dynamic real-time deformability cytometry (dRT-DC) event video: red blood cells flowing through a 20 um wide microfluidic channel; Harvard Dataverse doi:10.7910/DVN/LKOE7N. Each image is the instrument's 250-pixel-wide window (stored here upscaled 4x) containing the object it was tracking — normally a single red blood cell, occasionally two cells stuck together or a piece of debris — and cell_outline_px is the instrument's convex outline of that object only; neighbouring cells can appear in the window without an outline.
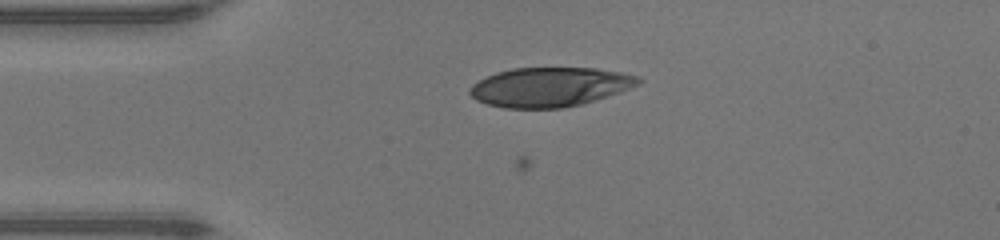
{"species": "human", "species_latin": "Homo sapiens", "temperature_condition": "warm", "stored_images_in_passage": 38, "camera_frame_rate_fps": 3000, "um_per_image_px": 0.085, "donor": {"sex": "male"}, "frame": {"image": 1, "passage_image": 1, "time_ms": 0.0, "image_size_px": [1000, 240], "cell_outline_px": [[644, 80], [640, 84], [620, 92], [584, 104], [560, 108], [504, 108], [488, 104], [476, 100], [468, 92], [468, 88], [472, 84], [496, 72], [512, 68], [596, 68], [620, 72], [640, 76]], "centroid_in_image_um": [46.76, 7.39], "position_along_channel_um": 38.2, "area_um2": 38.84}}
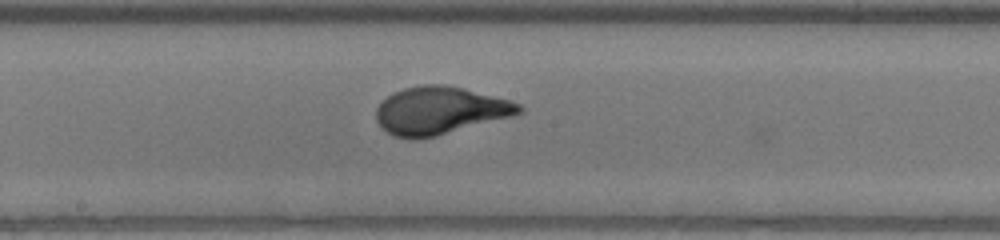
{"frame": {"image": 2, "passage_image": 15, "time_ms": 4.667, "image_size_px": [1000, 240], "cell_outline_px": [[524, 112], [512, 116], [436, 136], [416, 140], [412, 140], [392, 136], [376, 120], [376, 108], [388, 96], [404, 88], [424, 84], [444, 84], [464, 88], [512, 100], [520, 104], [524, 108]], "centroid_in_image_um": [37.42, 9.4], "position_along_channel_um": 210.8, "area_um2": 39.77}}
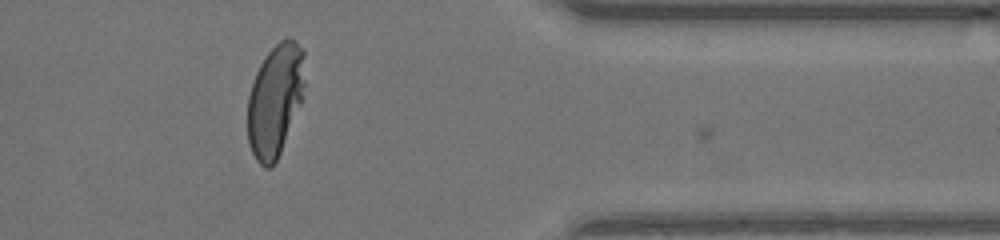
{"frame": {"image": 3, "passage_image": 29, "time_ms": 9.333, "image_size_px": [1000, 240], "cell_outline_px": [[304, 100], [280, 152], [272, 168], [264, 168], [256, 160], [248, 144], [248, 96], [256, 72], [264, 56], [280, 40], [288, 36], [296, 40], [304, 48]], "centroid_in_image_um": [23.41, 8.49], "position_along_channel_um": 388.0, "area_um2": 38.03}, "authors_computed_cell_mechanics": {"area_um2": 38.8994, "velocity_mm_per_s": 4.2793, "shape_relaxation_time_tau1_ms": 4.7305, "shape_relaxation_time_tau2_ms": null, "deformation_change_tau1": 0.2698, "deformation_change_tau2": null}}